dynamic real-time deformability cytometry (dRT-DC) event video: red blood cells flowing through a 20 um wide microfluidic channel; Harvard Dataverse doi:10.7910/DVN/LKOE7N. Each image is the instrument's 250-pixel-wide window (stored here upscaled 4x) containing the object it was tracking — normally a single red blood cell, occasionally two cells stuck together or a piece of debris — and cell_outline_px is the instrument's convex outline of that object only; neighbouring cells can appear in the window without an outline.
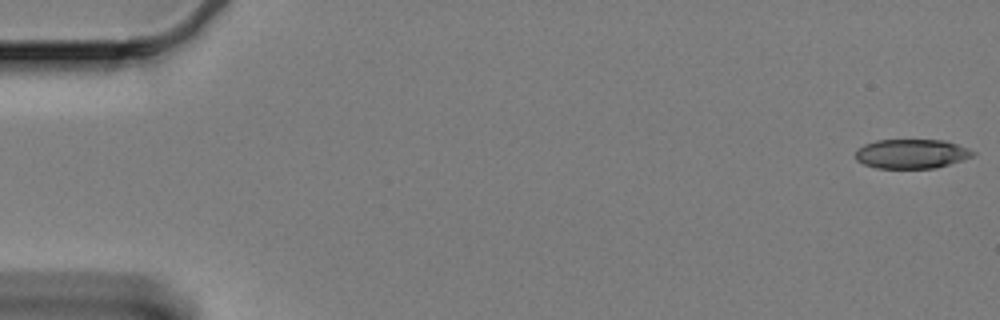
{"species": "Egyptian fruit bat (a non-hibernating species)", "species_latin": "Rousettus aegyptiacus", "temperature_condition": "cold", "stored_images_in_passage": 60, "camera_frame_rate_fps": 3000, "um_per_image_px": 0.085, "animal": {"sex": "female"}, "frame": {"image": 1, "passage_image": 1, "time_ms": 0.0, "image_size_px": [1000, 320], "cell_outline_px": [[976, 152], [972, 156], [936, 168], [876, 168], [864, 164], [856, 160], [856, 148], [864, 144], [876, 140], [944, 140], [968, 148]], "centroid_in_image_um": [77.44, 13.07], "position_along_channel_um": 7.6, "area_um2": 20.0}}
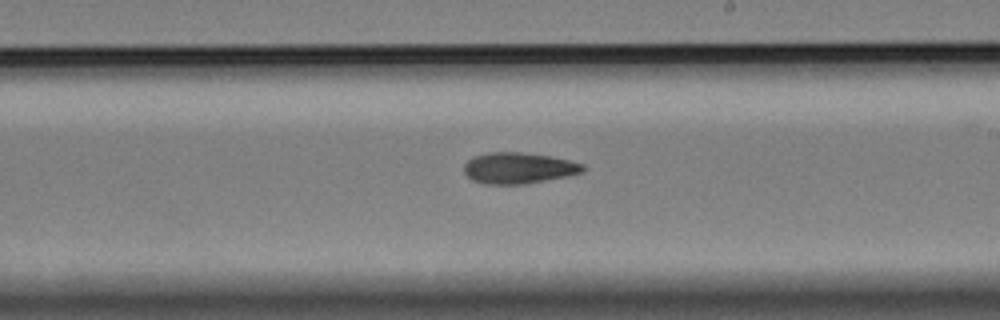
{"frame": {"image": 2, "passage_image": 35, "time_ms": 11.333, "image_size_px": [1000, 320], "cell_outline_px": [[584, 172], [568, 176], [524, 184], [484, 184], [472, 180], [464, 172], [464, 164], [468, 160], [476, 156], [488, 152], [520, 152], [548, 156], [568, 160], [584, 164]], "centroid_in_image_um": [44.07, 14.29], "position_along_channel_um": 244.9, "area_um2": 21.44}}
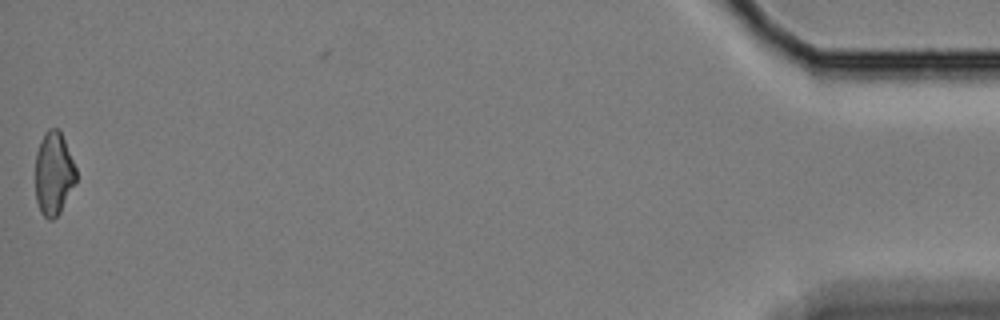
{"frame": {"image": 3, "passage_image": 60, "time_ms": 19.667, "image_size_px": [1000, 320], "cell_outline_px": [[76, 180], [60, 212], [52, 220], [48, 220], [40, 212], [36, 200], [36, 152], [40, 140], [44, 132], [48, 128], [60, 128], [76, 168]], "centroid_in_image_um": [4.55, 14.71], "position_along_channel_um": 430.6, "area_um2": 19.83}}